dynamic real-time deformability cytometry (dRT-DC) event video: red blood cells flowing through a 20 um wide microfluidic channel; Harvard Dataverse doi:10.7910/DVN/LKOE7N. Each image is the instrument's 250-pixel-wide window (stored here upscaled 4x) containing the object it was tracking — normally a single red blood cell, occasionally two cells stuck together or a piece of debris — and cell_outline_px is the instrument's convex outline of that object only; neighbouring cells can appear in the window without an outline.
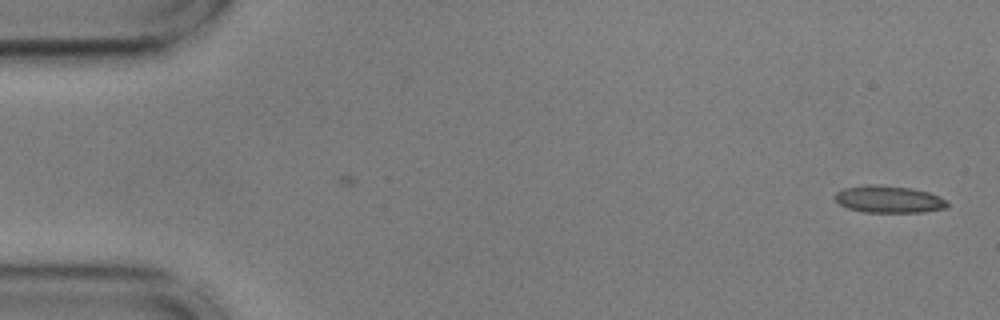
{"species": "common noctule bat (a hibernating species)", "species_latin": "Nyctalus noctula", "temperature_condition": "cold", "stored_images_in_passage": 54, "camera_frame_rate_fps": 3000, "um_per_image_px": 0.085, "animal": {"sex": "male", "body_mass_g": 17.9, "forearm_length_mm": 54.2}, "frame": {"image": 1, "passage_image": 1, "time_ms": 0.0, "image_size_px": [1000, 320], "cell_outline_px": [[948, 208], [920, 212], [864, 212], [848, 208], [840, 204], [832, 196], [836, 192], [844, 188], [868, 184], [876, 184], [912, 188], [928, 192], [940, 196], [948, 204]], "centroid_in_image_um": [75.53, 16.93], "position_along_channel_um": 9.5, "area_um2": 17.8}}
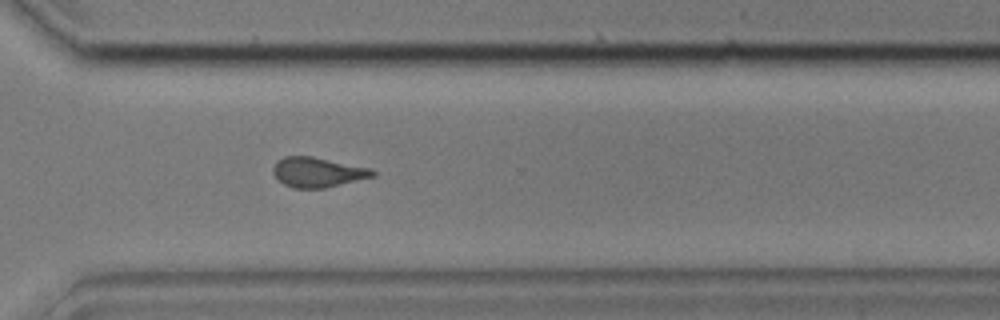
{"frame": {"image": 2, "passage_image": 39, "time_ms": 12.667, "image_size_px": [1000, 320], "cell_outline_px": [[376, 176], [324, 188], [292, 188], [284, 184], [272, 172], [272, 168], [276, 160], [284, 156], [312, 156], [372, 168], [376, 172]], "centroid_in_image_um": [27.01, 14.63], "position_along_channel_um": 343.6, "area_um2": 17.46}}
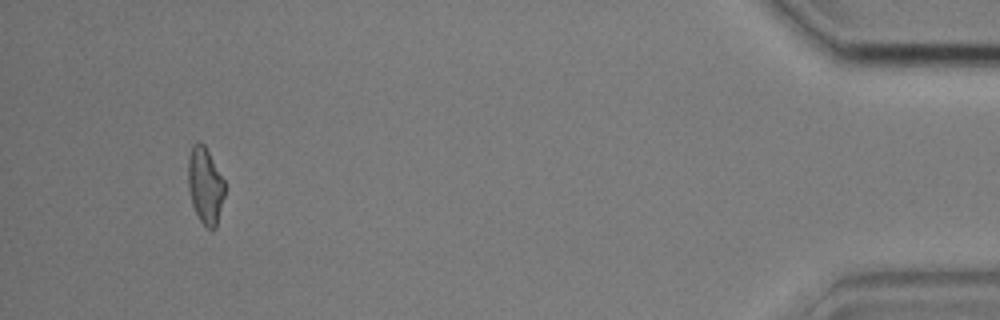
{"frame": {"image": 3, "passage_image": 51, "time_ms": 16.667, "image_size_px": [1000, 320], "cell_outline_px": [[224, 196], [216, 228], [212, 232], [200, 220], [192, 204], [188, 188], [188, 156], [192, 144], [200, 140], [204, 144], [224, 180]], "centroid_in_image_um": [17.43, 15.76], "position_along_channel_um": 417.8, "area_um2": 16.36}, "authors_computed_cell_mechanics": {"area_um2": 17.3111, "velocity_mm_per_s": 3.6176, "shape_relaxation_time_tau1_ms": null, "shape_relaxation_time_tau2_ms": 2.9886, "deformation_change_tau1": null, "deformation_change_tau2": 0.0993}}